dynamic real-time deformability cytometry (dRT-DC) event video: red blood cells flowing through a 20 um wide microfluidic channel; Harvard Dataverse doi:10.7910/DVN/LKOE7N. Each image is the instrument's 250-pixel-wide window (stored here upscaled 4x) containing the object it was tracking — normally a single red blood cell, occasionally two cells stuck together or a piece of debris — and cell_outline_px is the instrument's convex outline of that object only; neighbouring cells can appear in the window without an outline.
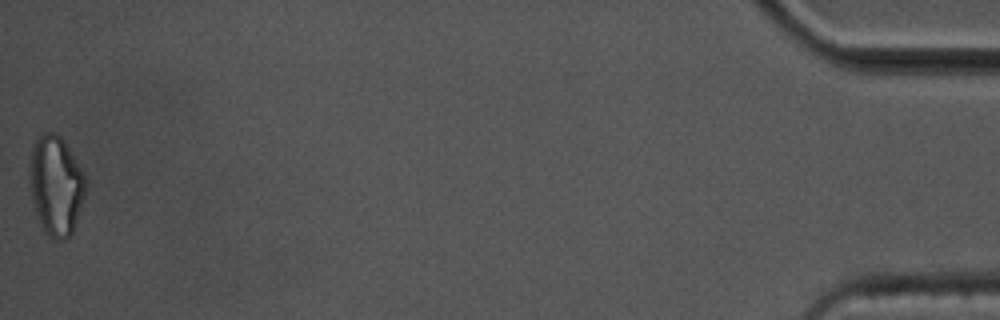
{"species": "common noctule bat (a hibernating species)", "species_latin": "Nyctalus noctula", "temperature_condition": "cold", "stored_images_in_passage": 58, "camera_frame_rate_fps": 3000, "um_per_image_px": 0.085, "animal": {"sex": "male", "body_mass_g": 17.5, "forearm_length_mm": 52.3}, "frame": {"image": 1, "passage_image": 58, "time_ms": 19.0, "image_size_px": [1000, 320], "cell_outline_px": [[88, 184], [84, 200], [72, 232], [64, 240], [56, 240], [44, 232], [36, 212], [32, 200], [28, 172], [28, 164], [32, 144], [44, 132], [56, 132], [64, 140], [84, 172], [88, 180]], "centroid_in_image_um": [4.76, 15.73], "position_along_channel_um": 430.4, "area_um2": 33.06}, "authors_computed_cell_mechanics": {"area_um2": 21.1259, "velocity_mm_per_s": 3.4573, "shape_relaxation_time_tau1_ms": null, "shape_relaxation_time_tau2_ms": 10.5167, "deformation_change_tau1": null, "deformation_change_tau2": 0.2123}}